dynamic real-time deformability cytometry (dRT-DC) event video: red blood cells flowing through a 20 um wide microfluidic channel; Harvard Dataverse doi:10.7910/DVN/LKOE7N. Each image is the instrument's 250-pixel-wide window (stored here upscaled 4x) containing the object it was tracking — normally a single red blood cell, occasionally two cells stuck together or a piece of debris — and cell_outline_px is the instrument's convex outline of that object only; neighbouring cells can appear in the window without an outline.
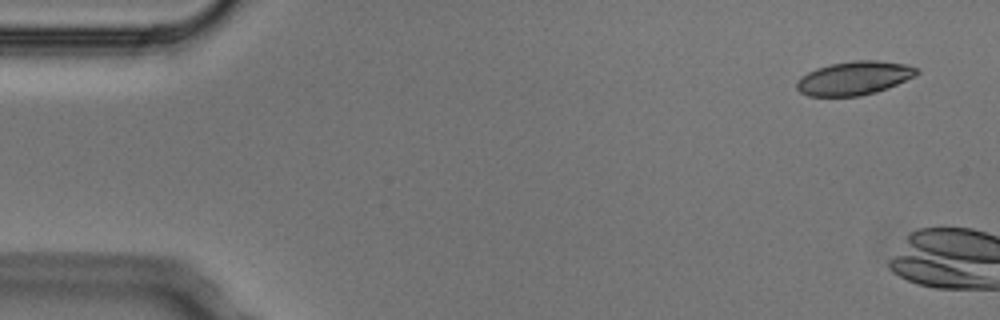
{"species": "Egyptian fruit bat (a non-hibernating species)", "species_latin": "Rousettus aegyptiacus", "temperature_condition": "cold", "stored_images_in_passage": 2, "camera_frame_rate_fps": 3000, "um_per_image_px": 0.085, "animal": {"sex": "male"}, "frame": {"image": 1, "passage_image": 1, "time_ms": 0.0, "image_size_px": [1000, 320], "cell_outline_px": [[920, 72], [916, 76], [888, 88], [876, 92], [860, 96], [808, 96], [800, 92], [796, 88], [796, 80], [800, 76], [816, 68], [828, 64], [852, 60], [880, 60], [908, 64], [920, 68]], "centroid_in_image_um": [72.63, 6.62], "position_along_channel_um": 12.4, "area_um2": 24.04}}